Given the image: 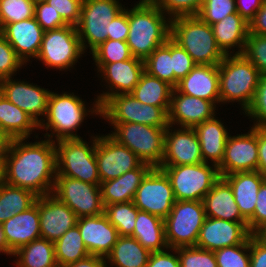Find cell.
Returning <instances> with one entry per match:
<instances>
[{"mask_svg":"<svg viewBox=\"0 0 266 267\" xmlns=\"http://www.w3.org/2000/svg\"><path fill=\"white\" fill-rule=\"evenodd\" d=\"M45 136L49 139L28 144L25 139L9 140L5 150L6 183L38 197L53 193L57 174L56 143L51 134Z\"/></svg>","mask_w":266,"mask_h":267,"instance_id":"cell-1","label":"cell"},{"mask_svg":"<svg viewBox=\"0 0 266 267\" xmlns=\"http://www.w3.org/2000/svg\"><path fill=\"white\" fill-rule=\"evenodd\" d=\"M128 22L126 42L133 57L145 60L170 38L171 21L151 0H140L129 10Z\"/></svg>","mask_w":266,"mask_h":267,"instance_id":"cell-2","label":"cell"},{"mask_svg":"<svg viewBox=\"0 0 266 267\" xmlns=\"http://www.w3.org/2000/svg\"><path fill=\"white\" fill-rule=\"evenodd\" d=\"M170 38L199 65H218L225 54L219 49L211 25L198 16L170 19Z\"/></svg>","mask_w":266,"mask_h":267,"instance_id":"cell-3","label":"cell"},{"mask_svg":"<svg viewBox=\"0 0 266 267\" xmlns=\"http://www.w3.org/2000/svg\"><path fill=\"white\" fill-rule=\"evenodd\" d=\"M219 66L220 102H241L244 112L251 106L261 73L243 55H225Z\"/></svg>","mask_w":266,"mask_h":267,"instance_id":"cell-4","label":"cell"},{"mask_svg":"<svg viewBox=\"0 0 266 267\" xmlns=\"http://www.w3.org/2000/svg\"><path fill=\"white\" fill-rule=\"evenodd\" d=\"M90 147L82 138L58 140L56 146V176H67L83 182L100 185L95 157L97 136Z\"/></svg>","mask_w":266,"mask_h":267,"instance_id":"cell-5","label":"cell"},{"mask_svg":"<svg viewBox=\"0 0 266 267\" xmlns=\"http://www.w3.org/2000/svg\"><path fill=\"white\" fill-rule=\"evenodd\" d=\"M115 132L109 134L119 144L129 148L137 157L152 167H160L164 157L167 128L140 123H111Z\"/></svg>","mask_w":266,"mask_h":267,"instance_id":"cell-6","label":"cell"},{"mask_svg":"<svg viewBox=\"0 0 266 267\" xmlns=\"http://www.w3.org/2000/svg\"><path fill=\"white\" fill-rule=\"evenodd\" d=\"M159 168L169 178L176 201H202L220 178L218 167L205 162Z\"/></svg>","mask_w":266,"mask_h":267,"instance_id":"cell-7","label":"cell"},{"mask_svg":"<svg viewBox=\"0 0 266 267\" xmlns=\"http://www.w3.org/2000/svg\"><path fill=\"white\" fill-rule=\"evenodd\" d=\"M205 219L203 201H175L169 215L164 219L169 249L196 246Z\"/></svg>","mask_w":266,"mask_h":267,"instance_id":"cell-8","label":"cell"},{"mask_svg":"<svg viewBox=\"0 0 266 267\" xmlns=\"http://www.w3.org/2000/svg\"><path fill=\"white\" fill-rule=\"evenodd\" d=\"M122 10L118 0H83L80 20L76 25L83 51L87 47L86 42L92 52L107 40L110 22Z\"/></svg>","mask_w":266,"mask_h":267,"instance_id":"cell-9","label":"cell"},{"mask_svg":"<svg viewBox=\"0 0 266 267\" xmlns=\"http://www.w3.org/2000/svg\"><path fill=\"white\" fill-rule=\"evenodd\" d=\"M84 104V101L74 94H67L65 92L60 95L51 92L46 114L47 122L40 123L39 128L42 129L45 126L46 130H54L52 135L56 133L57 141L81 138L73 132L80 127L81 122H83L88 114Z\"/></svg>","mask_w":266,"mask_h":267,"instance_id":"cell-10","label":"cell"},{"mask_svg":"<svg viewBox=\"0 0 266 267\" xmlns=\"http://www.w3.org/2000/svg\"><path fill=\"white\" fill-rule=\"evenodd\" d=\"M83 52L76 26L66 25L44 31L37 59L48 67L64 70L73 67Z\"/></svg>","mask_w":266,"mask_h":267,"instance_id":"cell-11","label":"cell"},{"mask_svg":"<svg viewBox=\"0 0 266 267\" xmlns=\"http://www.w3.org/2000/svg\"><path fill=\"white\" fill-rule=\"evenodd\" d=\"M52 193L80 217L104 213L100 185L83 182L67 176H56Z\"/></svg>","mask_w":266,"mask_h":267,"instance_id":"cell-12","label":"cell"},{"mask_svg":"<svg viewBox=\"0 0 266 267\" xmlns=\"http://www.w3.org/2000/svg\"><path fill=\"white\" fill-rule=\"evenodd\" d=\"M169 178L159 167H153L138 187L133 203L140 210L165 219L175 203Z\"/></svg>","mask_w":266,"mask_h":267,"instance_id":"cell-13","label":"cell"},{"mask_svg":"<svg viewBox=\"0 0 266 267\" xmlns=\"http://www.w3.org/2000/svg\"><path fill=\"white\" fill-rule=\"evenodd\" d=\"M95 157L101 182L116 179L143 163L129 148L119 144L109 134L97 136Z\"/></svg>","mask_w":266,"mask_h":267,"instance_id":"cell-14","label":"cell"},{"mask_svg":"<svg viewBox=\"0 0 266 267\" xmlns=\"http://www.w3.org/2000/svg\"><path fill=\"white\" fill-rule=\"evenodd\" d=\"M258 127H252L247 134L228 136L224 158L218 166L220 177L236 172L257 171Z\"/></svg>","mask_w":266,"mask_h":267,"instance_id":"cell-15","label":"cell"},{"mask_svg":"<svg viewBox=\"0 0 266 267\" xmlns=\"http://www.w3.org/2000/svg\"><path fill=\"white\" fill-rule=\"evenodd\" d=\"M98 71L104 75L112 92L102 93L95 99L96 103L92 108L91 114H100V106L111 96L131 93L139 82L144 72V60L132 57L131 59L114 62V63H96ZM112 88V89H111ZM116 89V90H115ZM115 90V91H113ZM122 92H119V91ZM95 108V109H94Z\"/></svg>","mask_w":266,"mask_h":267,"instance_id":"cell-16","label":"cell"},{"mask_svg":"<svg viewBox=\"0 0 266 267\" xmlns=\"http://www.w3.org/2000/svg\"><path fill=\"white\" fill-rule=\"evenodd\" d=\"M248 222H231L206 217L196 247L216 251L227 246L240 245L251 237Z\"/></svg>","mask_w":266,"mask_h":267,"instance_id":"cell-17","label":"cell"},{"mask_svg":"<svg viewBox=\"0 0 266 267\" xmlns=\"http://www.w3.org/2000/svg\"><path fill=\"white\" fill-rule=\"evenodd\" d=\"M0 92L14 105L25 111L38 125L45 120L51 92L27 82L13 81L11 77L0 80ZM43 120V121H42Z\"/></svg>","mask_w":266,"mask_h":267,"instance_id":"cell-18","label":"cell"},{"mask_svg":"<svg viewBox=\"0 0 266 267\" xmlns=\"http://www.w3.org/2000/svg\"><path fill=\"white\" fill-rule=\"evenodd\" d=\"M41 238L57 241L66 231L77 225L78 217L55 195L38 197Z\"/></svg>","mask_w":266,"mask_h":267,"instance_id":"cell-19","label":"cell"},{"mask_svg":"<svg viewBox=\"0 0 266 267\" xmlns=\"http://www.w3.org/2000/svg\"><path fill=\"white\" fill-rule=\"evenodd\" d=\"M170 127L169 125L165 132L164 157L161 166L202 163L200 142L195 130L181 127V129L172 132Z\"/></svg>","mask_w":266,"mask_h":267,"instance_id":"cell-20","label":"cell"},{"mask_svg":"<svg viewBox=\"0 0 266 267\" xmlns=\"http://www.w3.org/2000/svg\"><path fill=\"white\" fill-rule=\"evenodd\" d=\"M215 107L212 101L185 95L174 88L170 108L168 111L169 125H180L181 127L193 128L199 123L212 119L215 115Z\"/></svg>","mask_w":266,"mask_h":267,"instance_id":"cell-21","label":"cell"},{"mask_svg":"<svg viewBox=\"0 0 266 267\" xmlns=\"http://www.w3.org/2000/svg\"><path fill=\"white\" fill-rule=\"evenodd\" d=\"M76 226L90 255L106 258L119 237L118 230L104 213L99 216L80 217Z\"/></svg>","mask_w":266,"mask_h":267,"instance_id":"cell-22","label":"cell"},{"mask_svg":"<svg viewBox=\"0 0 266 267\" xmlns=\"http://www.w3.org/2000/svg\"><path fill=\"white\" fill-rule=\"evenodd\" d=\"M0 226L5 243L12 253L40 238L38 197L31 207L17 215H13Z\"/></svg>","mask_w":266,"mask_h":267,"instance_id":"cell-23","label":"cell"},{"mask_svg":"<svg viewBox=\"0 0 266 267\" xmlns=\"http://www.w3.org/2000/svg\"><path fill=\"white\" fill-rule=\"evenodd\" d=\"M0 33L14 49L17 56L25 63L32 56L37 58L41 48L44 30L35 17L6 24Z\"/></svg>","mask_w":266,"mask_h":267,"instance_id":"cell-24","label":"cell"},{"mask_svg":"<svg viewBox=\"0 0 266 267\" xmlns=\"http://www.w3.org/2000/svg\"><path fill=\"white\" fill-rule=\"evenodd\" d=\"M175 88L185 95L220 103L219 66L196 65Z\"/></svg>","mask_w":266,"mask_h":267,"instance_id":"cell-25","label":"cell"},{"mask_svg":"<svg viewBox=\"0 0 266 267\" xmlns=\"http://www.w3.org/2000/svg\"><path fill=\"white\" fill-rule=\"evenodd\" d=\"M206 217L224 219L231 222H247L235 202L230 184L220 177L203 198Z\"/></svg>","mask_w":266,"mask_h":267,"instance_id":"cell-26","label":"cell"},{"mask_svg":"<svg viewBox=\"0 0 266 267\" xmlns=\"http://www.w3.org/2000/svg\"><path fill=\"white\" fill-rule=\"evenodd\" d=\"M153 167L142 163L138 168L128 171L116 179L100 184L103 205L133 201L142 180Z\"/></svg>","mask_w":266,"mask_h":267,"instance_id":"cell-27","label":"cell"},{"mask_svg":"<svg viewBox=\"0 0 266 267\" xmlns=\"http://www.w3.org/2000/svg\"><path fill=\"white\" fill-rule=\"evenodd\" d=\"M223 178L233 190L242 217L248 221L255 211L258 191L265 178L258 171L236 172Z\"/></svg>","mask_w":266,"mask_h":267,"instance_id":"cell-28","label":"cell"},{"mask_svg":"<svg viewBox=\"0 0 266 267\" xmlns=\"http://www.w3.org/2000/svg\"><path fill=\"white\" fill-rule=\"evenodd\" d=\"M193 129L200 142L203 162L209 163L208 160L211 159L213 165L218 167L223 161L225 145L229 136L223 123L213 117L197 124Z\"/></svg>","mask_w":266,"mask_h":267,"instance_id":"cell-29","label":"cell"},{"mask_svg":"<svg viewBox=\"0 0 266 267\" xmlns=\"http://www.w3.org/2000/svg\"><path fill=\"white\" fill-rule=\"evenodd\" d=\"M36 128L39 125L0 92V130L7 139H27Z\"/></svg>","mask_w":266,"mask_h":267,"instance_id":"cell-30","label":"cell"},{"mask_svg":"<svg viewBox=\"0 0 266 267\" xmlns=\"http://www.w3.org/2000/svg\"><path fill=\"white\" fill-rule=\"evenodd\" d=\"M211 27L217 45L225 55H229L228 50L235 46L240 49L235 54H242L248 35V22L238 12L229 14Z\"/></svg>","mask_w":266,"mask_h":267,"instance_id":"cell-31","label":"cell"},{"mask_svg":"<svg viewBox=\"0 0 266 267\" xmlns=\"http://www.w3.org/2000/svg\"><path fill=\"white\" fill-rule=\"evenodd\" d=\"M131 237L150 252L164 251V248H169L165 237L164 219L148 212H138Z\"/></svg>","mask_w":266,"mask_h":267,"instance_id":"cell-32","label":"cell"},{"mask_svg":"<svg viewBox=\"0 0 266 267\" xmlns=\"http://www.w3.org/2000/svg\"><path fill=\"white\" fill-rule=\"evenodd\" d=\"M151 252L145 249L135 238L131 236H119L106 257L111 266L116 267H146ZM114 264V265H113Z\"/></svg>","mask_w":266,"mask_h":267,"instance_id":"cell-33","label":"cell"},{"mask_svg":"<svg viewBox=\"0 0 266 267\" xmlns=\"http://www.w3.org/2000/svg\"><path fill=\"white\" fill-rule=\"evenodd\" d=\"M173 90L169 83L144 71L131 94L143 104L170 107Z\"/></svg>","mask_w":266,"mask_h":267,"instance_id":"cell-34","label":"cell"},{"mask_svg":"<svg viewBox=\"0 0 266 267\" xmlns=\"http://www.w3.org/2000/svg\"><path fill=\"white\" fill-rule=\"evenodd\" d=\"M13 256L19 257L16 260L17 267H55L54 242L45 238H38L17 249Z\"/></svg>","mask_w":266,"mask_h":267,"instance_id":"cell-35","label":"cell"},{"mask_svg":"<svg viewBox=\"0 0 266 267\" xmlns=\"http://www.w3.org/2000/svg\"><path fill=\"white\" fill-rule=\"evenodd\" d=\"M32 191L5 183L0 187V225L13 215L31 207L36 199Z\"/></svg>","mask_w":266,"mask_h":267,"instance_id":"cell-36","label":"cell"},{"mask_svg":"<svg viewBox=\"0 0 266 267\" xmlns=\"http://www.w3.org/2000/svg\"><path fill=\"white\" fill-rule=\"evenodd\" d=\"M138 100L131 94H118L109 97L100 106V116L110 123H136Z\"/></svg>","mask_w":266,"mask_h":267,"instance_id":"cell-37","label":"cell"},{"mask_svg":"<svg viewBox=\"0 0 266 267\" xmlns=\"http://www.w3.org/2000/svg\"><path fill=\"white\" fill-rule=\"evenodd\" d=\"M54 250L56 263L61 266H68L90 255L77 226L54 242Z\"/></svg>","mask_w":266,"mask_h":267,"instance_id":"cell-38","label":"cell"},{"mask_svg":"<svg viewBox=\"0 0 266 267\" xmlns=\"http://www.w3.org/2000/svg\"><path fill=\"white\" fill-rule=\"evenodd\" d=\"M144 71L169 83L174 88L177 86L179 81L174 77L171 57V38L164 44L158 46L144 60Z\"/></svg>","mask_w":266,"mask_h":267,"instance_id":"cell-39","label":"cell"},{"mask_svg":"<svg viewBox=\"0 0 266 267\" xmlns=\"http://www.w3.org/2000/svg\"><path fill=\"white\" fill-rule=\"evenodd\" d=\"M139 211L133 201L104 206V214L108 221L118 230L119 236L133 235Z\"/></svg>","mask_w":266,"mask_h":267,"instance_id":"cell-40","label":"cell"},{"mask_svg":"<svg viewBox=\"0 0 266 267\" xmlns=\"http://www.w3.org/2000/svg\"><path fill=\"white\" fill-rule=\"evenodd\" d=\"M34 10L32 0H0V30L6 24L33 18Z\"/></svg>","mask_w":266,"mask_h":267,"instance_id":"cell-41","label":"cell"},{"mask_svg":"<svg viewBox=\"0 0 266 267\" xmlns=\"http://www.w3.org/2000/svg\"><path fill=\"white\" fill-rule=\"evenodd\" d=\"M91 54L95 63H114L133 57L126 41L110 39L101 43Z\"/></svg>","mask_w":266,"mask_h":267,"instance_id":"cell-42","label":"cell"},{"mask_svg":"<svg viewBox=\"0 0 266 267\" xmlns=\"http://www.w3.org/2000/svg\"><path fill=\"white\" fill-rule=\"evenodd\" d=\"M214 254L218 267H250V238L240 245L216 250Z\"/></svg>","mask_w":266,"mask_h":267,"instance_id":"cell-43","label":"cell"},{"mask_svg":"<svg viewBox=\"0 0 266 267\" xmlns=\"http://www.w3.org/2000/svg\"><path fill=\"white\" fill-rule=\"evenodd\" d=\"M174 250L178 253L180 267H218L213 251L196 246L179 247Z\"/></svg>","mask_w":266,"mask_h":267,"instance_id":"cell-44","label":"cell"},{"mask_svg":"<svg viewBox=\"0 0 266 267\" xmlns=\"http://www.w3.org/2000/svg\"><path fill=\"white\" fill-rule=\"evenodd\" d=\"M236 0H204L197 16L209 25L221 21L229 14L236 13Z\"/></svg>","mask_w":266,"mask_h":267,"instance_id":"cell-45","label":"cell"},{"mask_svg":"<svg viewBox=\"0 0 266 267\" xmlns=\"http://www.w3.org/2000/svg\"><path fill=\"white\" fill-rule=\"evenodd\" d=\"M170 19L181 16H197L204 0H151ZM173 17V18H172Z\"/></svg>","mask_w":266,"mask_h":267,"instance_id":"cell-46","label":"cell"},{"mask_svg":"<svg viewBox=\"0 0 266 267\" xmlns=\"http://www.w3.org/2000/svg\"><path fill=\"white\" fill-rule=\"evenodd\" d=\"M242 54L261 74H266V36L248 34Z\"/></svg>","mask_w":266,"mask_h":267,"instance_id":"cell-47","label":"cell"},{"mask_svg":"<svg viewBox=\"0 0 266 267\" xmlns=\"http://www.w3.org/2000/svg\"><path fill=\"white\" fill-rule=\"evenodd\" d=\"M170 107H158L143 104L138 100V112L136 123L167 128L169 126L168 111Z\"/></svg>","mask_w":266,"mask_h":267,"instance_id":"cell-48","label":"cell"},{"mask_svg":"<svg viewBox=\"0 0 266 267\" xmlns=\"http://www.w3.org/2000/svg\"><path fill=\"white\" fill-rule=\"evenodd\" d=\"M245 113L256 119L253 127L266 128V74H261L253 102Z\"/></svg>","mask_w":266,"mask_h":267,"instance_id":"cell-49","label":"cell"},{"mask_svg":"<svg viewBox=\"0 0 266 267\" xmlns=\"http://www.w3.org/2000/svg\"><path fill=\"white\" fill-rule=\"evenodd\" d=\"M24 62L17 56L12 46L0 33V80L12 78L14 72L19 69Z\"/></svg>","mask_w":266,"mask_h":267,"instance_id":"cell-50","label":"cell"},{"mask_svg":"<svg viewBox=\"0 0 266 267\" xmlns=\"http://www.w3.org/2000/svg\"><path fill=\"white\" fill-rule=\"evenodd\" d=\"M34 17L44 31L68 25L46 1L35 4Z\"/></svg>","mask_w":266,"mask_h":267,"instance_id":"cell-51","label":"cell"},{"mask_svg":"<svg viewBox=\"0 0 266 267\" xmlns=\"http://www.w3.org/2000/svg\"><path fill=\"white\" fill-rule=\"evenodd\" d=\"M171 57H172L174 77L178 81L184 78L197 65L191 58V56L172 39H171Z\"/></svg>","mask_w":266,"mask_h":267,"instance_id":"cell-52","label":"cell"},{"mask_svg":"<svg viewBox=\"0 0 266 267\" xmlns=\"http://www.w3.org/2000/svg\"><path fill=\"white\" fill-rule=\"evenodd\" d=\"M68 24L76 26L80 20L83 0H46Z\"/></svg>","mask_w":266,"mask_h":267,"instance_id":"cell-53","label":"cell"},{"mask_svg":"<svg viewBox=\"0 0 266 267\" xmlns=\"http://www.w3.org/2000/svg\"><path fill=\"white\" fill-rule=\"evenodd\" d=\"M247 222L251 234H254L266 223V179L262 182L259 188L255 211Z\"/></svg>","mask_w":266,"mask_h":267,"instance_id":"cell-54","label":"cell"},{"mask_svg":"<svg viewBox=\"0 0 266 267\" xmlns=\"http://www.w3.org/2000/svg\"><path fill=\"white\" fill-rule=\"evenodd\" d=\"M129 34L128 10L123 9L111 22L107 39L127 41Z\"/></svg>","mask_w":266,"mask_h":267,"instance_id":"cell-55","label":"cell"},{"mask_svg":"<svg viewBox=\"0 0 266 267\" xmlns=\"http://www.w3.org/2000/svg\"><path fill=\"white\" fill-rule=\"evenodd\" d=\"M250 267H266V245L253 234L250 237Z\"/></svg>","mask_w":266,"mask_h":267,"instance_id":"cell-56","label":"cell"},{"mask_svg":"<svg viewBox=\"0 0 266 267\" xmlns=\"http://www.w3.org/2000/svg\"><path fill=\"white\" fill-rule=\"evenodd\" d=\"M146 267H180L178 255L166 251L151 252Z\"/></svg>","mask_w":266,"mask_h":267,"instance_id":"cell-57","label":"cell"},{"mask_svg":"<svg viewBox=\"0 0 266 267\" xmlns=\"http://www.w3.org/2000/svg\"><path fill=\"white\" fill-rule=\"evenodd\" d=\"M264 1L265 0H236V11L245 21L249 22L262 7Z\"/></svg>","mask_w":266,"mask_h":267,"instance_id":"cell-58","label":"cell"},{"mask_svg":"<svg viewBox=\"0 0 266 267\" xmlns=\"http://www.w3.org/2000/svg\"><path fill=\"white\" fill-rule=\"evenodd\" d=\"M248 34L266 36V0L254 17L248 22Z\"/></svg>","mask_w":266,"mask_h":267,"instance_id":"cell-59","label":"cell"},{"mask_svg":"<svg viewBox=\"0 0 266 267\" xmlns=\"http://www.w3.org/2000/svg\"><path fill=\"white\" fill-rule=\"evenodd\" d=\"M257 171L266 179V128L258 127Z\"/></svg>","mask_w":266,"mask_h":267,"instance_id":"cell-60","label":"cell"},{"mask_svg":"<svg viewBox=\"0 0 266 267\" xmlns=\"http://www.w3.org/2000/svg\"><path fill=\"white\" fill-rule=\"evenodd\" d=\"M105 262L106 258L104 257L88 255L87 257L68 265V267H108Z\"/></svg>","mask_w":266,"mask_h":267,"instance_id":"cell-61","label":"cell"},{"mask_svg":"<svg viewBox=\"0 0 266 267\" xmlns=\"http://www.w3.org/2000/svg\"><path fill=\"white\" fill-rule=\"evenodd\" d=\"M6 183V157L5 152H0V187Z\"/></svg>","mask_w":266,"mask_h":267,"instance_id":"cell-62","label":"cell"},{"mask_svg":"<svg viewBox=\"0 0 266 267\" xmlns=\"http://www.w3.org/2000/svg\"><path fill=\"white\" fill-rule=\"evenodd\" d=\"M260 242L266 245V223L262 225L254 234Z\"/></svg>","mask_w":266,"mask_h":267,"instance_id":"cell-63","label":"cell"},{"mask_svg":"<svg viewBox=\"0 0 266 267\" xmlns=\"http://www.w3.org/2000/svg\"><path fill=\"white\" fill-rule=\"evenodd\" d=\"M0 252H4L5 254H8V255H12L13 253L8 249L6 243H5V240H4V237H3V233H2V230H1V226H0Z\"/></svg>","mask_w":266,"mask_h":267,"instance_id":"cell-64","label":"cell"},{"mask_svg":"<svg viewBox=\"0 0 266 267\" xmlns=\"http://www.w3.org/2000/svg\"><path fill=\"white\" fill-rule=\"evenodd\" d=\"M8 142H9V140L0 130V152H5L7 145H8Z\"/></svg>","mask_w":266,"mask_h":267,"instance_id":"cell-65","label":"cell"},{"mask_svg":"<svg viewBox=\"0 0 266 267\" xmlns=\"http://www.w3.org/2000/svg\"><path fill=\"white\" fill-rule=\"evenodd\" d=\"M35 4L39 2H45L46 0H32Z\"/></svg>","mask_w":266,"mask_h":267,"instance_id":"cell-66","label":"cell"},{"mask_svg":"<svg viewBox=\"0 0 266 267\" xmlns=\"http://www.w3.org/2000/svg\"><path fill=\"white\" fill-rule=\"evenodd\" d=\"M55 267H68V266H61V265H56Z\"/></svg>","mask_w":266,"mask_h":267,"instance_id":"cell-67","label":"cell"}]
</instances>
